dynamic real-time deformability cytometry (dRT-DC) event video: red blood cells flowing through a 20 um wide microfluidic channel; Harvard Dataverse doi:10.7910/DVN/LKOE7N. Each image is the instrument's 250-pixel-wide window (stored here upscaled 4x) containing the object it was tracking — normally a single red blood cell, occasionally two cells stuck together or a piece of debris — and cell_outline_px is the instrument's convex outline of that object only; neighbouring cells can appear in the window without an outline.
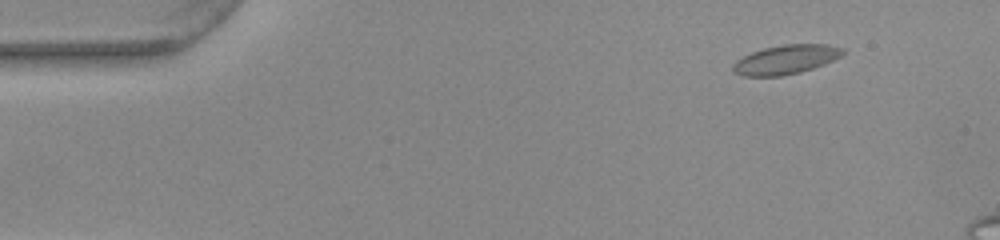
{"species": "common noctule bat (a hibernating species)", "species_latin": "Nyctalus noctula", "temperature_condition": "warm", "stored_images_in_passage": 50, "camera_frame_rate_fps": 3000, "um_per_image_px": 0.085, "animal": {"sex": "female", "body_mass_g": 22.0, "forearm_length_mm": 56.7}, "frame": {"image": 1, "passage_image": 6, "time_ms": 1.667, "image_size_px": [1000, 240], "cell_outline_px": [[844, 52], [840, 56], [824, 64], [800, 72], [784, 76], [744, 76], [732, 72], [732, 64], [736, 60], [752, 52], [764, 48], [784, 44], [828, 44], [844, 48]], "centroid_in_image_um": [66.77, 5.06], "position_along_channel_um": 18.2, "area_um2": 18.67}}
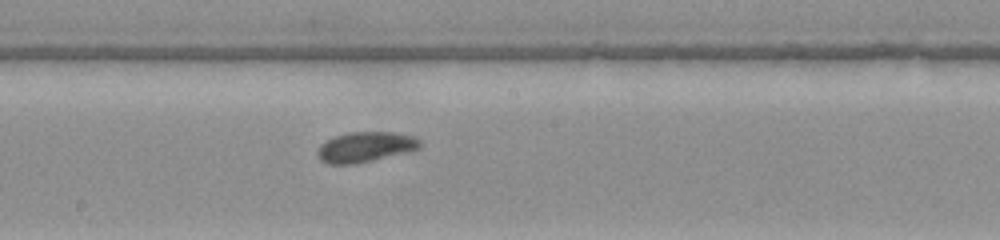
{"frame": {"image": 2, "passage_image": 29, "time_ms": 9.333, "image_size_px": [1000, 240], "cell_outline_px": [[420, 148], [412, 152], [356, 164], [328, 164], [320, 160], [316, 156], [316, 152], [320, 144], [332, 136], [348, 132], [396, 132], [416, 136], [420, 140]], "centroid_in_image_um": [31.07, 12.49], "position_along_channel_um": 217.1, "area_um2": 18.67}}
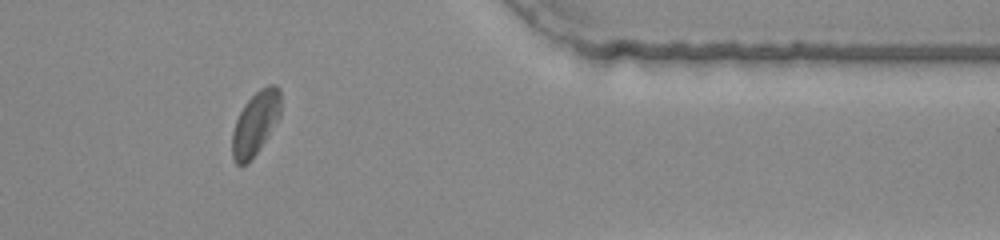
{"frame": {"image": 3, "passage_image": 44, "time_ms": 14.333, "image_size_px": [1000, 240], "cell_outline_px": [[280, 116], [248, 164], [236, 164], [232, 156], [232, 132], [236, 120], [244, 104], [260, 88], [268, 84], [276, 84], [280, 88]], "centroid_in_image_um": [21.7, 10.44], "position_along_channel_um": 389.7, "area_um2": 17.69}}